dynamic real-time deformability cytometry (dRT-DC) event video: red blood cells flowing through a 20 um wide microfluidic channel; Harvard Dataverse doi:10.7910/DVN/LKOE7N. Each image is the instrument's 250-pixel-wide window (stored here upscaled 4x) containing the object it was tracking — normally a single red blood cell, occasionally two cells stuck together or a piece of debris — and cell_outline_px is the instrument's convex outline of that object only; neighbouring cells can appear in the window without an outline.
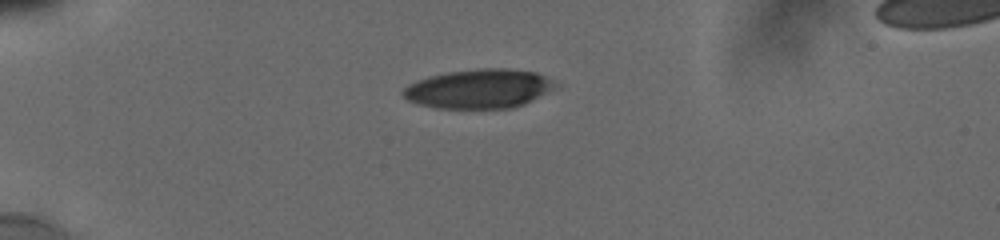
{"species": "human", "species_latin": "Homo sapiens", "temperature_condition": "cold", "stored_images_in_passage": 50, "camera_frame_rate_fps": 3000, "um_per_image_px": 0.085, "donor": {"sex": "male"}, "frame": {"image": 1, "passage_image": 1, "time_ms": 0.0, "image_size_px": [1000, 240], "cell_outline_px": [[560, 84], [556, 88], [524, 104], [512, 108], [436, 108], [420, 104], [408, 100], [400, 92], [408, 84], [428, 76], [448, 72], [480, 68], [508, 68], [536, 72]], "centroid_in_image_um": [40.73, 7.54], "position_along_channel_um": 44.3, "area_um2": 34.85}}
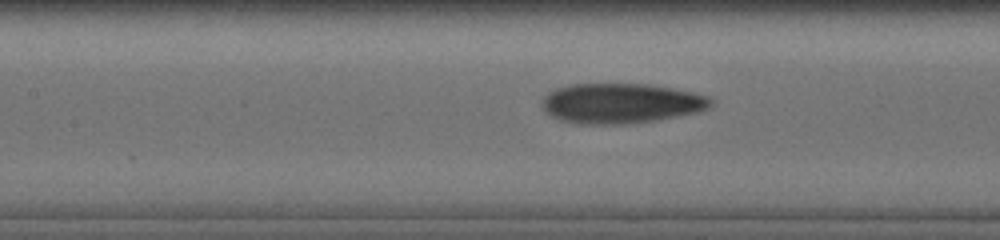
{"frame": {"image": 2, "passage_image": 22, "time_ms": 4.0, "image_size_px": [1000, 240], "cell_outline_px": [[712, 104], [708, 108], [700, 112], [656, 120], [628, 124], [576, 124], [560, 120], [552, 116], [540, 104], [540, 100], [548, 92], [556, 88], [572, 84], [648, 84], [672, 88], [692, 92], [708, 96], [712, 100]], "centroid_in_image_um": [52.77, 8.78], "position_along_channel_um": 154.6, "area_um2": 39.59}}
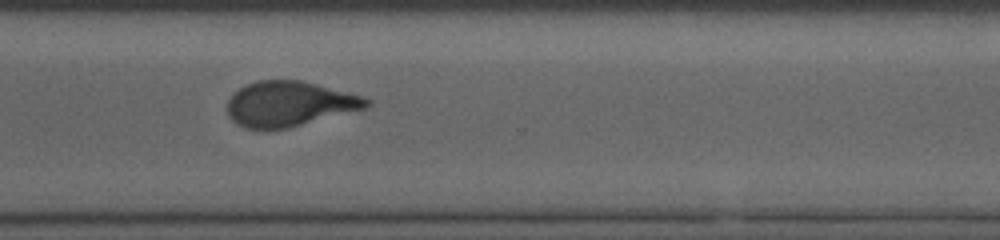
{"frame": {"image": 3, "passage_image": 49, "time_ms": 9.0, "image_size_px": [1000, 240], "cell_outline_px": [[372, 104], [364, 108], [288, 128], [244, 128], [236, 124], [232, 120], [228, 112], [228, 100], [240, 88], [256, 80], [300, 80], [316, 84], [360, 96], [372, 100]], "centroid_in_image_um": [24.58, 8.82], "position_along_channel_um": 346.0, "area_um2": 35.89}}